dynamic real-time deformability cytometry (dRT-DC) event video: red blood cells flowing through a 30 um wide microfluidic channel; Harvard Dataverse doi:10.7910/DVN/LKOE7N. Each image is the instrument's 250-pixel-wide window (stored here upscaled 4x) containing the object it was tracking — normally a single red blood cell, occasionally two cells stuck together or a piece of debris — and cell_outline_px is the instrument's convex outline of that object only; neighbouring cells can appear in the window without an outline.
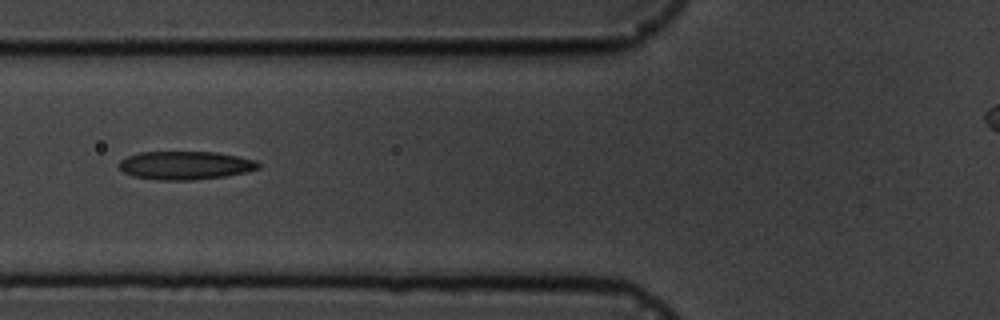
{"species": "common noctule bat (a hibernating species)", "species_latin": "Nyctalus noctula", "temperature_condition": "cold", "stored_images_in_passage": 7, "camera_frame_rate_fps": 3000, "um_per_image_px": 0.085, "animal": {"sex": "male", "body_mass_g": 19.5, "forearm_length_mm": 54.6}, "frame": {"image": 1, "passage_image": 7, "time_ms": 7.0, "image_size_px": [1000, 320], "cell_outline_px": [[260, 168], [244, 172], [224, 176], [192, 180], [156, 180], [132, 176], [124, 172], [120, 168], [120, 160], [128, 156], [140, 152], [216, 152], [256, 160], [260, 164]], "centroid_in_image_um": [15.74, 14.06], "position_along_channel_um": 110.1, "area_um2": 22.89}}